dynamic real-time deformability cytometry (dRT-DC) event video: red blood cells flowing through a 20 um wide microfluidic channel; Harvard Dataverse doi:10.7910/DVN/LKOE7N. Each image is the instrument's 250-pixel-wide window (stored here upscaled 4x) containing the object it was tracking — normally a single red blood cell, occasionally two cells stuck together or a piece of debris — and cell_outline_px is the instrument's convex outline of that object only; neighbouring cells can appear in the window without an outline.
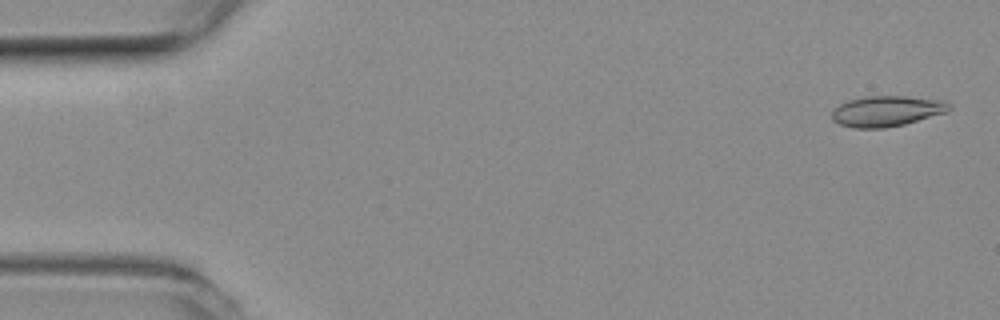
{"species": "common noctule bat (a hibernating species)", "species_latin": "Nyctalus noctula", "temperature_condition": "room temperature", "stored_images_in_passage": 55, "camera_frame_rate_fps": 3000, "um_per_image_px": 0.085, "animal": {"sex": "female", "body_mass_g": 19.3, "forearm_length_mm": 54.1}, "frame": {"image": 1, "passage_image": 2, "time_ms": 0.333, "image_size_px": [1000, 320], "cell_outline_px": [[952, 108], [948, 112], [904, 124], [884, 128], [852, 128], [840, 124], [832, 120], [832, 108], [848, 100], [868, 96], [908, 96], [944, 100]], "centroid_in_image_um": [75.36, 9.44], "position_along_channel_um": 9.6, "area_um2": 21.04}}
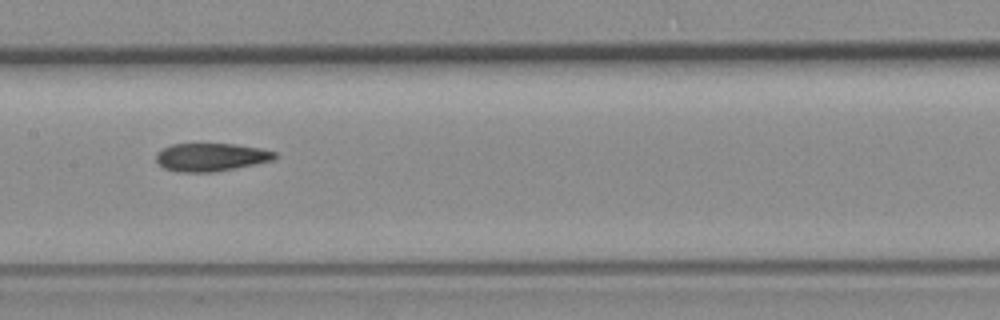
{"frame": {"image": 2, "passage_image": 27, "time_ms": 8.667, "image_size_px": [1000, 320], "cell_outline_px": [[276, 156], [272, 160], [256, 164], [216, 172], [176, 172], [164, 168], [156, 160], [156, 156], [160, 148], [172, 144], [236, 144], [260, 148], [276, 152]], "centroid_in_image_um": [17.91, 13.36], "position_along_channel_um": 189.5, "area_um2": 19.48}}
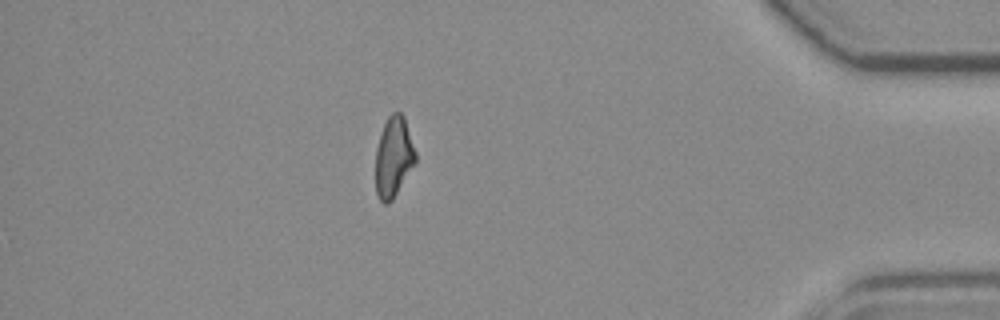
{"frame": {"image": 3, "passage_image": 48, "time_ms": 15.667, "image_size_px": [1000, 320], "cell_outline_px": [[416, 164], [392, 200], [388, 204], [384, 204], [380, 200], [376, 192], [376, 148], [380, 132], [388, 116], [392, 112], [400, 112], [404, 116], [416, 152]], "centroid_in_image_um": [33.46, 13.34], "position_along_channel_um": 401.7, "area_um2": 18.9}, "authors_computed_cell_mechanics": {"area_um2": 19.8832, "velocity_mm_per_s": 3.6968, "shape_relaxation_time_tau1_ms": null, "shape_relaxation_time_tau2_ms": 2.8088, "deformation_change_tau1": null, "deformation_change_tau2": 0.1021}}